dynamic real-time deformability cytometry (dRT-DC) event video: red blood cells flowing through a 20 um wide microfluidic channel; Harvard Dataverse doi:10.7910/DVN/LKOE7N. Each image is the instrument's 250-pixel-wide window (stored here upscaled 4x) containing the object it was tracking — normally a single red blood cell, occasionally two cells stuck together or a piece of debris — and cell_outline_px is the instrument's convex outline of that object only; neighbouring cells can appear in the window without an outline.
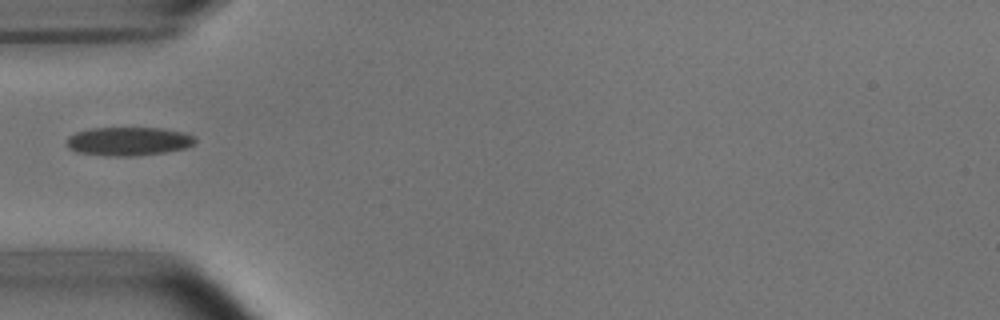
{"species": "common noctule bat (a hibernating species)", "species_latin": "Nyctalus noctula", "temperature_condition": "room temperature", "stored_images_in_passage": 2, "camera_frame_rate_fps": 3000, "um_per_image_px": 0.085, "animal": {"sex": "male", "body_mass_g": 15.6}, "frame": {"image": 1, "passage_image": 1, "time_ms": 0.0, "image_size_px": [1000, 320], "cell_outline_px": [[196, 144], [184, 148], [164, 152], [136, 156], [108, 156], [76, 152], [68, 148], [68, 136], [76, 132], [92, 128], [160, 128], [184, 132], [196, 136]], "centroid_in_image_um": [10.95, 12.01], "position_along_channel_um": 74.1, "area_um2": 21.5}}